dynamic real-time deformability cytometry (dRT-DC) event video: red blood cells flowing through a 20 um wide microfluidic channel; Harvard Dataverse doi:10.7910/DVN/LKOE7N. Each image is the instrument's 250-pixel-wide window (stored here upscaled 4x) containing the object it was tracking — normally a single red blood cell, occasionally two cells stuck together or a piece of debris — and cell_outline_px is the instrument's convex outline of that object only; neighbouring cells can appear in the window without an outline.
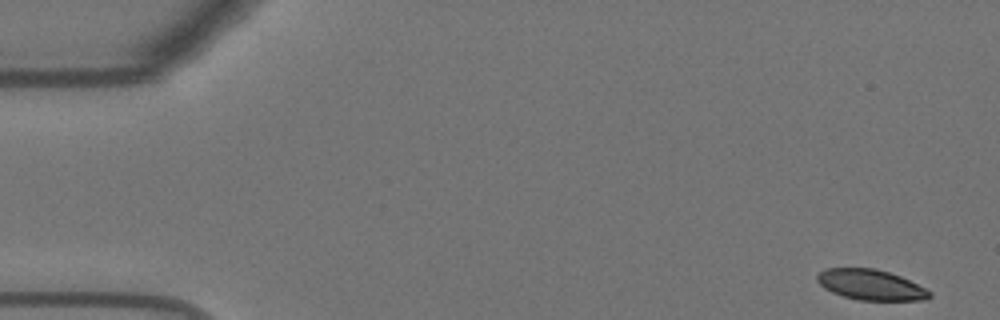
{"species": "Egyptian fruit bat (a non-hibernating species)", "species_latin": "Rousettus aegyptiacus", "temperature_condition": "warm", "stored_images_in_passage": 54, "camera_frame_rate_fps": 3000, "um_per_image_px": 0.085, "animal": {"sex": "female"}, "frame": {"image": 1, "passage_image": 1, "time_ms": 0.0, "image_size_px": [1000, 320], "cell_outline_px": [[932, 296], [928, 300], [860, 300], [844, 296], [832, 292], [824, 288], [816, 280], [816, 276], [820, 272], [828, 268], [876, 268], [900, 276], [932, 292]], "centroid_in_image_um": [74.02, 24.21], "position_along_channel_um": 11.0, "area_um2": 19.83}}
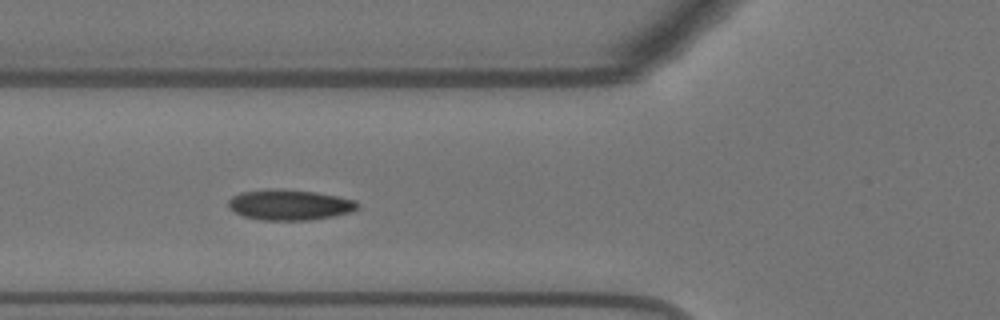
{"frame": {"image": 2, "passage_image": 19, "time_ms": 6.0, "image_size_px": [1000, 320], "cell_outline_px": [[360, 208], [352, 212], [336, 216], [308, 220], [264, 220], [244, 216], [228, 208], [228, 200], [232, 196], [240, 192], [268, 188], [316, 192], [356, 200], [360, 204]], "centroid_in_image_um": [24.64, 17.41], "position_along_channel_um": 101.2, "area_um2": 23.18}}
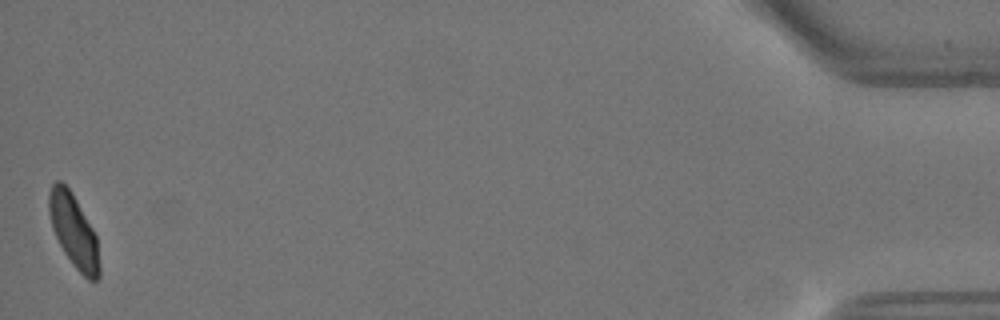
{"frame": {"image": 3, "passage_image": 54, "time_ms": 17.667, "image_size_px": [1000, 320], "cell_outline_px": [[100, 276], [96, 280], [88, 280], [72, 264], [64, 252], [52, 228], [48, 212], [48, 192], [52, 184], [56, 180], [60, 180], [72, 192], [92, 228], [96, 236], [100, 268]], "centroid_in_image_um": [6.25, 19.61], "position_along_channel_um": 429.0, "area_um2": 21.39}, "authors_computed_cell_mechanics": {"area_um2": 21.8484, "velocity_mm_per_s": 3.6263, "shape_relaxation_time_tau1_ms": 5.6212, "shape_relaxation_time_tau2_ms": 1.5426, "deformation_change_tau1": 0.1475, "deformation_change_tau2": 0.0502}}